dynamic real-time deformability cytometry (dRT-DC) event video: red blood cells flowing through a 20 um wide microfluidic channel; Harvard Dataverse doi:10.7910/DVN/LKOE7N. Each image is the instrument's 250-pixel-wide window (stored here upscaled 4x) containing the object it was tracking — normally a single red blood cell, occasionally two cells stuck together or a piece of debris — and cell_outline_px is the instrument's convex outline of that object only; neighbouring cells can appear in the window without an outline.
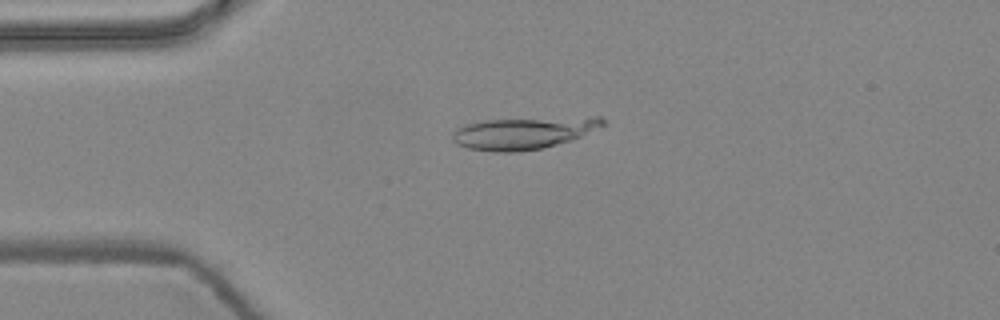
{"species": "common noctule bat (a hibernating species)", "species_latin": "Nyctalus noctula", "temperature_condition": "warm", "stored_images_in_passage": 5, "camera_frame_rate_fps": 3000, "um_per_image_px": 0.085, "animal": {"sex": "female", "body_mass_g": 24.6, "forearm_length_mm": 56.2}, "frame": {"image": 1, "passage_image": 4, "time_ms": 1.0, "image_size_px": [1000, 320], "cell_outline_px": [[604, 124], [572, 140], [540, 148], [516, 152], [496, 152], [468, 148], [456, 144], [452, 140], [452, 132], [456, 128], [468, 124], [484, 120], [588, 116], [600, 116], [604, 120]], "centroid_in_image_um": [44.47, 11.29], "position_along_channel_um": 40.5, "area_um2": 27.98}}